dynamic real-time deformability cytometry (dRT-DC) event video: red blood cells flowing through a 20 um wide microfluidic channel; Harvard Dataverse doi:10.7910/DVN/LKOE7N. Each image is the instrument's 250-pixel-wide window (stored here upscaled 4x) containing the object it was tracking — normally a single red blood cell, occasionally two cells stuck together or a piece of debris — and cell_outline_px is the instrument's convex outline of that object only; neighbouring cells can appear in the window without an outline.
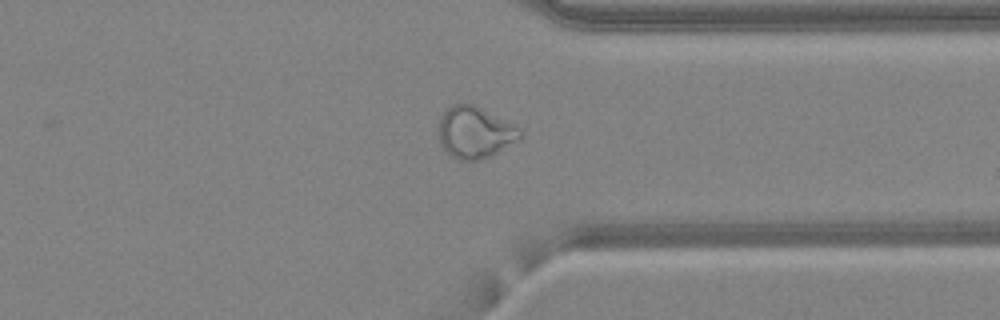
{"species": "common noctule bat (a hibernating species)", "species_latin": "Nyctalus noctula", "temperature_condition": "warm", "stored_images_in_passage": 48, "camera_frame_rate_fps": 3000, "um_per_image_px": 0.085, "animal": {"sex": "female", "body_mass_g": 24.6, "forearm_length_mm": 56.2}, "frame": {"image": 1, "passage_image": 37, "time_ms": 12.0, "image_size_px": [1000, 320], "cell_outline_px": [[520, 136], [496, 152], [488, 156], [476, 160], [460, 160], [452, 156], [440, 144], [440, 116], [452, 104], [472, 104], [520, 128]], "centroid_in_image_um": [40.31, 11.24], "position_along_channel_um": 371.1, "area_um2": 23.41}}
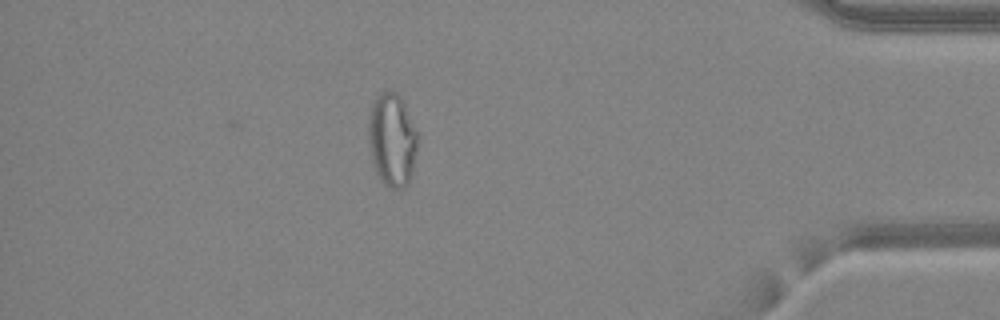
{"frame": {"image": 2, "passage_image": 42, "time_ms": 13.667, "image_size_px": [1000, 320], "cell_outline_px": [[416, 152], [412, 172], [408, 184], [404, 188], [392, 188], [384, 184], [380, 180], [376, 172], [372, 160], [368, 140], [368, 116], [372, 104], [376, 96], [380, 92], [400, 92], [416, 132]], "centroid_in_image_um": [33.3, 11.87], "position_along_channel_um": 401.9, "area_um2": 26.7}, "authors_computed_cell_mechanics": {"area_um2": 26.3279, "velocity_mm_per_s": 4.2976, "shape_relaxation_time_tau1_ms": null, "shape_relaxation_time_tau2_ms": 1.1609, "deformation_change_tau1": null, "deformation_change_tau2": 0.0773}}